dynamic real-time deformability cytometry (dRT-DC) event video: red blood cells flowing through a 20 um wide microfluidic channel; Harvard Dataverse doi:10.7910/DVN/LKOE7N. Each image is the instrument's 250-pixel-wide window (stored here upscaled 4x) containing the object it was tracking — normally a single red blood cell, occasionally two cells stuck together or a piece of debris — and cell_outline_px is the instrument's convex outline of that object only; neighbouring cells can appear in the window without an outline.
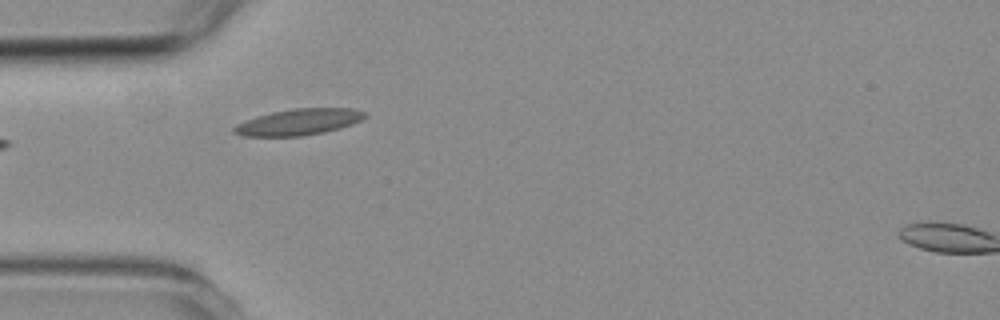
{"species": "common noctule bat (a hibernating species)", "species_latin": "Nyctalus noctula", "temperature_condition": "room temperature", "stored_images_in_passage": 6, "camera_frame_rate_fps": 3000, "um_per_image_px": 0.085, "animal": {"sex": "female", "body_mass_g": 19.3, "forearm_length_mm": 54.1}, "frame": {"image": 1, "passage_image": 5, "time_ms": 4.667, "image_size_px": [1000, 320], "cell_outline_px": [[368, 116], [352, 124], [324, 132], [300, 136], [244, 136], [232, 132], [232, 128], [236, 124], [256, 116], [272, 112], [292, 108], [356, 108], [368, 112]], "centroid_in_image_um": [25.41, 10.36], "position_along_channel_um": 59.6, "area_um2": 20.11}}
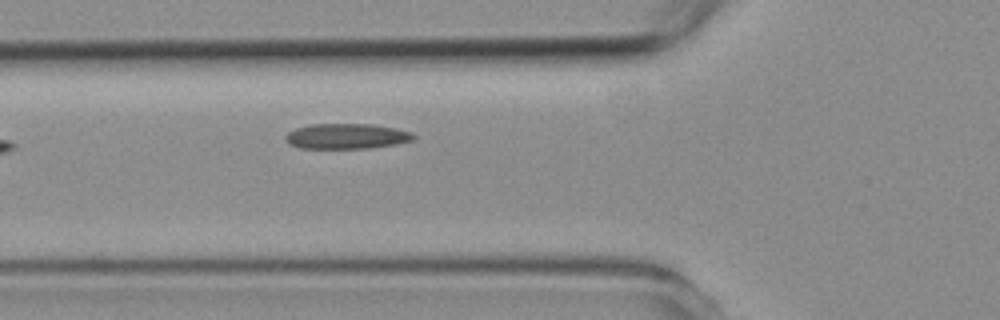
{"frame": {"image": 2, "passage_image": 6, "time_ms": 5.667, "image_size_px": [1000, 320], "cell_outline_px": [[416, 136], [412, 140], [396, 144], [368, 148], [300, 148], [288, 144], [284, 140], [284, 136], [288, 132], [296, 128], [312, 124], [372, 124], [396, 128], [412, 132]], "centroid_in_image_um": [29.44, 11.58], "position_along_channel_um": 96.4, "area_um2": 18.96}}